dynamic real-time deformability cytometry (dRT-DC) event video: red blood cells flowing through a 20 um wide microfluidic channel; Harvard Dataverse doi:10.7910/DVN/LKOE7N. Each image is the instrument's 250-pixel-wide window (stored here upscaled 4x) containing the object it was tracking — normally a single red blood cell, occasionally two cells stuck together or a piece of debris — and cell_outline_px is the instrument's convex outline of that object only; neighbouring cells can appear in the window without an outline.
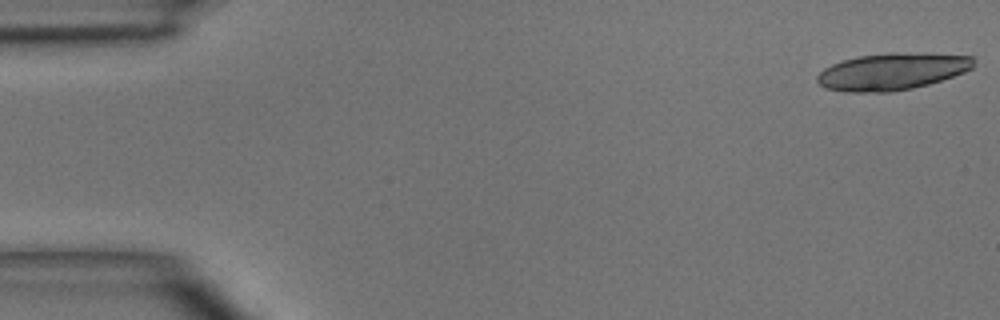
{"species": "common noctule bat (a hibernating species)", "species_latin": "Nyctalus noctula", "temperature_condition": "room temperature", "stored_images_in_passage": 4, "camera_frame_rate_fps": 3000, "um_per_image_px": 0.085, "animal": {"sex": "male", "body_mass_g": 15.6}, "frame": {"image": 1, "passage_image": 1, "time_ms": 0.0, "image_size_px": [1000, 320], "cell_outline_px": [[976, 56], [972, 68], [964, 72], [928, 84], [912, 88], [892, 92], [848, 92], [824, 88], [816, 80], [816, 76], [824, 68], [832, 64], [844, 60], [860, 56], [888, 52], [892, 52]], "centroid_in_image_um": [75.8, 6.08], "position_along_channel_um": 9.2, "area_um2": 33.52}}